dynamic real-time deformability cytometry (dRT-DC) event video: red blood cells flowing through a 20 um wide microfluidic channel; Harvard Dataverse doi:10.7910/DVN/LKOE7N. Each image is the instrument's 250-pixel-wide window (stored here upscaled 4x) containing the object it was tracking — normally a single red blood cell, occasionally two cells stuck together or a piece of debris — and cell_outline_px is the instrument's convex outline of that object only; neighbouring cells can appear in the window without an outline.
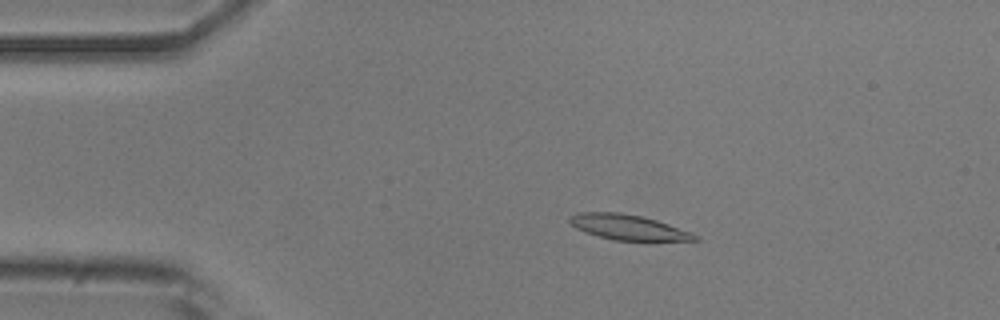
{"species": "common noctule bat (a hibernating species)", "species_latin": "Nyctalus noctula", "temperature_condition": "room temperature", "stored_images_in_passage": 52, "camera_frame_rate_fps": 3000, "um_per_image_px": 0.085, "animal": {"sex": "male", "body_mass_g": 20.5, "forearm_length_mm": 52.5}, "frame": {"image": 1, "passage_image": 10, "time_ms": 3.0, "image_size_px": [1000, 320], "cell_outline_px": [[700, 240], [612, 240], [584, 232], [576, 228], [568, 220], [568, 216], [580, 212], [620, 212], [640, 216], [656, 220], [692, 232], [700, 236]], "centroid_in_image_um": [53.37, 19.31], "position_along_channel_um": 31.6, "area_um2": 18.32}}
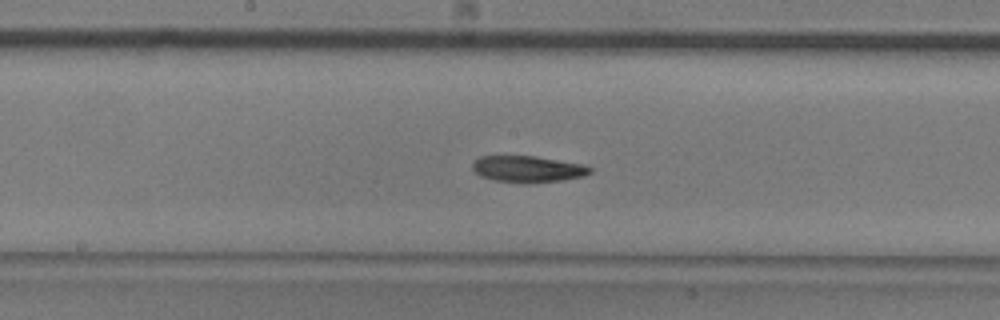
{"frame": {"image": 2, "passage_image": 27, "time_ms": 8.667, "image_size_px": [1000, 320], "cell_outline_px": [[592, 172], [584, 176], [564, 180], [524, 184], [492, 180], [480, 176], [472, 168], [472, 164], [480, 156], [536, 156], [580, 164], [592, 168]], "centroid_in_image_um": [44.85, 14.38], "position_along_channel_um": 203.4, "area_um2": 18.21}}
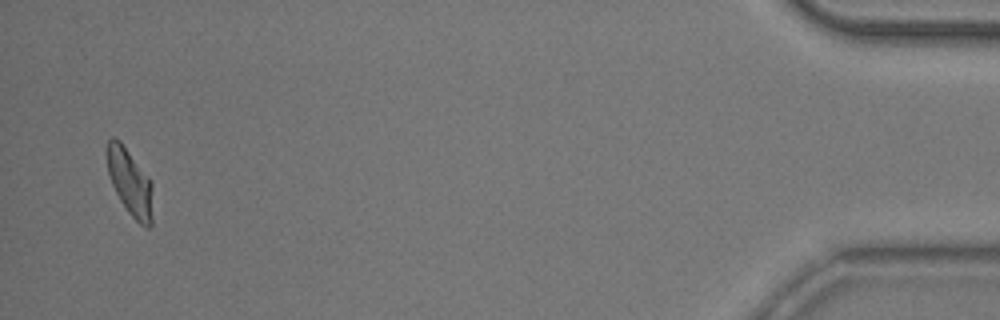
{"frame": {"image": 3, "passage_image": 51, "time_ms": 16.667, "image_size_px": [1000, 320], "cell_outline_px": [[152, 224], [148, 228], [144, 228], [128, 212], [120, 200], [112, 184], [108, 172], [108, 140], [112, 136], [120, 140], [152, 180]], "centroid_in_image_um": [11.08, 15.51], "position_along_channel_um": 424.1, "area_um2": 17.74}, "authors_computed_cell_mechanics": {"area_um2": 18.3515, "velocity_mm_per_s": 3.8348, "shape_relaxation_time_tau1_ms": 4.9167, "shape_relaxation_time_tau2_ms": 5.7452, "deformation_change_tau1": 0.1784, "deformation_change_tau2": 0.1397}}